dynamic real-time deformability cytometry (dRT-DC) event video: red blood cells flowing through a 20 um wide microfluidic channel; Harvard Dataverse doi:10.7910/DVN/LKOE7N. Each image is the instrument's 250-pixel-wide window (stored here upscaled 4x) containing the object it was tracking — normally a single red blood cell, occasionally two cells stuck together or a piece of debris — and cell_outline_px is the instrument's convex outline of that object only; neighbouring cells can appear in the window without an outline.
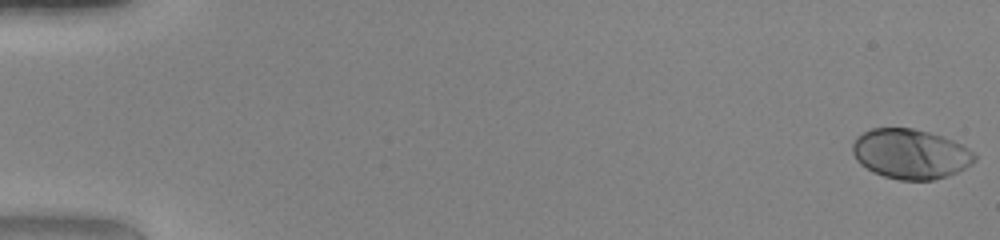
{"species": "human", "species_latin": "Homo sapiens", "temperature_condition": "warm", "stored_images_in_passage": 50, "camera_frame_rate_fps": 3000, "um_per_image_px": 0.085, "donor": {"sex": "female"}, "frame": {"image": 1, "passage_image": 1, "time_ms": 0.0, "image_size_px": [1000, 240], "cell_outline_px": [[976, 160], [972, 164], [948, 176], [932, 180], [900, 180], [884, 176], [872, 172], [860, 164], [856, 160], [852, 152], [852, 144], [856, 136], [872, 128], [912, 128], [928, 132], [952, 140], [968, 148], [976, 156]], "centroid_in_image_um": [77.36, 13.09], "position_along_channel_um": 7.6, "area_um2": 35.43}}
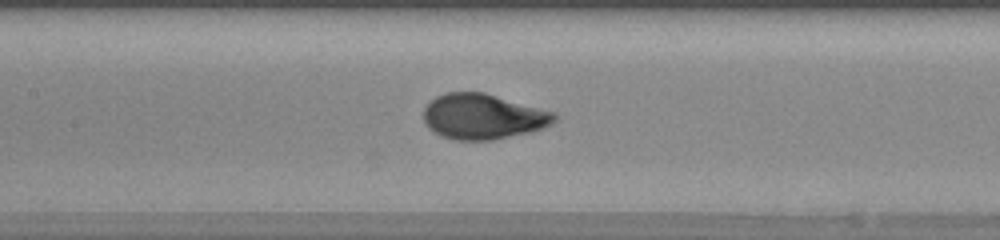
{"frame": {"image": 2, "passage_image": 25, "time_ms": 8.0, "image_size_px": [1000, 240], "cell_outline_px": [[560, 116], [552, 124], [544, 128], [532, 132], [492, 140], [456, 140], [440, 136], [428, 128], [424, 124], [424, 108], [436, 96], [448, 92], [484, 92], [556, 112]], "centroid_in_image_um": [41.09, 9.91], "position_along_channel_um": 166.3, "area_um2": 34.97}}
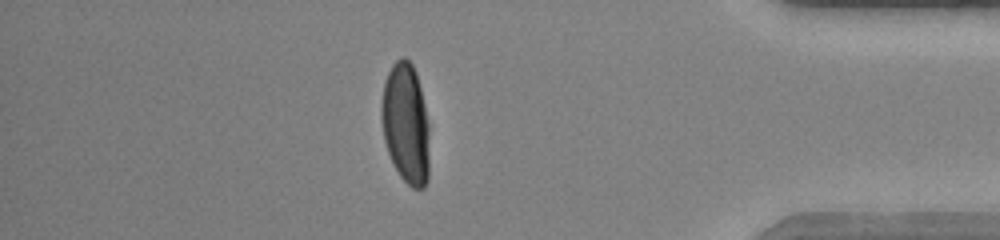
{"frame": {"image": 3, "passage_image": 44, "time_ms": 14.333, "image_size_px": [1000, 240], "cell_outline_px": [[428, 180], [424, 188], [412, 188], [400, 176], [388, 152], [384, 140], [380, 120], [380, 108], [384, 80], [392, 64], [400, 56], [404, 56], [412, 64], [416, 72], [424, 104], [428, 124]], "centroid_in_image_um": [34.46, 10.47], "position_along_channel_um": 400.7, "area_um2": 33.81}, "authors_computed_cell_mechanics": {"area_um2": 34.68, "velocity_mm_per_s": 4.185, "shape_relaxation_time_tau1_ms": 2.9099, "shape_relaxation_time_tau2_ms": null, "deformation_change_tau1": 0.2095, "deformation_change_tau2": null}}